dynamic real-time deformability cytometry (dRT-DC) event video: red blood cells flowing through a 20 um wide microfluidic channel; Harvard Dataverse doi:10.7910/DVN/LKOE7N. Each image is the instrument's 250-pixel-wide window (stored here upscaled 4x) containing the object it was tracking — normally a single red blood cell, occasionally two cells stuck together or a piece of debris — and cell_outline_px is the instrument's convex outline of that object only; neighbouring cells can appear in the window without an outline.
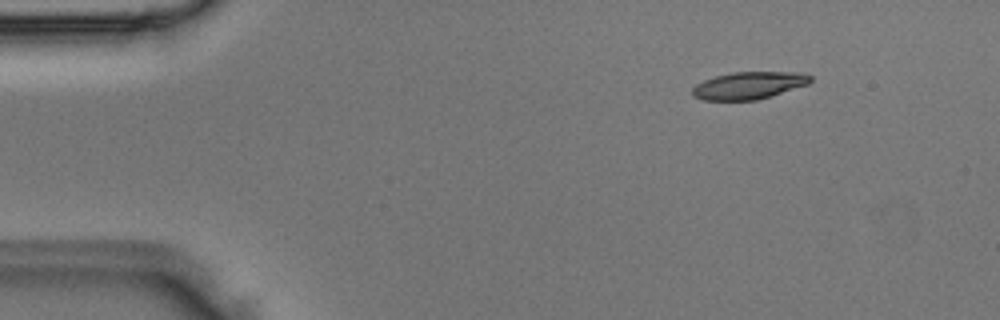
{"species": "Egyptian fruit bat (a non-hibernating species)", "species_latin": "Rousettus aegyptiacus", "temperature_condition": "room temperature", "stored_images_in_passage": 4, "camera_frame_rate_fps": 3000, "um_per_image_px": 0.085, "animal": {"sex": "male"}, "frame": {"image": 1, "passage_image": 2, "time_ms": 0.333, "image_size_px": [1000, 320], "cell_outline_px": [[812, 80], [808, 84], [756, 100], [704, 100], [692, 96], [692, 88], [696, 84], [704, 80], [716, 76], [732, 72], [800, 72], [812, 76]], "centroid_in_image_um": [63.63, 7.26], "position_along_channel_um": 21.4, "area_um2": 18.67}}